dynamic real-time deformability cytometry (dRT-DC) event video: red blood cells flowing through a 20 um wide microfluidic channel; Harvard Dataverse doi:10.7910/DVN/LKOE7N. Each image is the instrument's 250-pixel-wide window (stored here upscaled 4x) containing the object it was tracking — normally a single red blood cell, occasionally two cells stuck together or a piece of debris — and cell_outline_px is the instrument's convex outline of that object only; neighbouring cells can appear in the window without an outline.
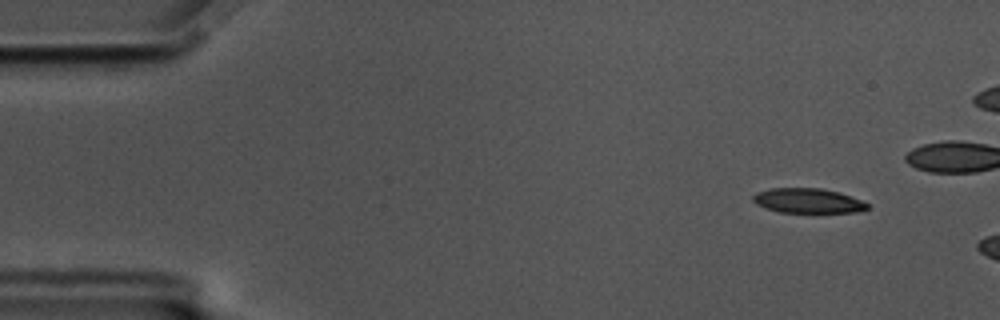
{"species": "common noctule bat (a hibernating species)", "species_latin": "Nyctalus noctula", "temperature_condition": "cold", "stored_images_in_passage": 11, "camera_frame_rate_fps": 3000, "um_per_image_px": 0.085, "animal": {"sex": "male", "body_mass_g": 17.5, "forearm_length_mm": 52.3}, "frame": {"image": 1, "passage_image": 4, "time_ms": 1.0, "image_size_px": [1000, 320], "cell_outline_px": [[868, 208], [856, 212], [780, 212], [756, 204], [752, 200], [752, 196], [756, 192], [768, 188], [820, 188], [840, 192], [860, 200], [868, 204]], "centroid_in_image_um": [68.63, 17.05], "position_along_channel_um": 16.4, "area_um2": 16.36}}